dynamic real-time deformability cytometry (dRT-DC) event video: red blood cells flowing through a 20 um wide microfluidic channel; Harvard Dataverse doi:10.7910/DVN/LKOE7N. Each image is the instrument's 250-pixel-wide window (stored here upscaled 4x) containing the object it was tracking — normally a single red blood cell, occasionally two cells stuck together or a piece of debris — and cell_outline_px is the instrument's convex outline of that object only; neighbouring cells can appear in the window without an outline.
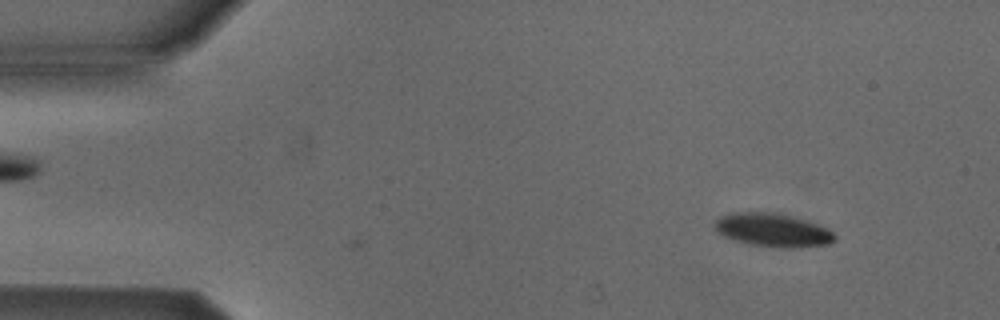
{"species": "Egyptian fruit bat (a non-hibernating species)", "species_latin": "Rousettus aegyptiacus", "temperature_condition": "cold", "stored_images_in_passage": 4, "camera_frame_rate_fps": 3000, "um_per_image_px": 0.085, "animal": {"sex": "male"}, "frame": {"image": 1, "passage_image": 1, "time_ms": 0.0, "image_size_px": [1000, 320], "cell_outline_px": [[836, 240], [828, 244], [800, 248], [776, 248], [748, 244], [724, 236], [716, 232], [716, 220], [724, 216], [736, 212], [768, 212], [788, 216], [804, 220], [816, 224], [832, 232], [836, 236]], "centroid_in_image_um": [65.7, 19.59], "position_along_channel_um": 19.3, "area_um2": 23.0}}